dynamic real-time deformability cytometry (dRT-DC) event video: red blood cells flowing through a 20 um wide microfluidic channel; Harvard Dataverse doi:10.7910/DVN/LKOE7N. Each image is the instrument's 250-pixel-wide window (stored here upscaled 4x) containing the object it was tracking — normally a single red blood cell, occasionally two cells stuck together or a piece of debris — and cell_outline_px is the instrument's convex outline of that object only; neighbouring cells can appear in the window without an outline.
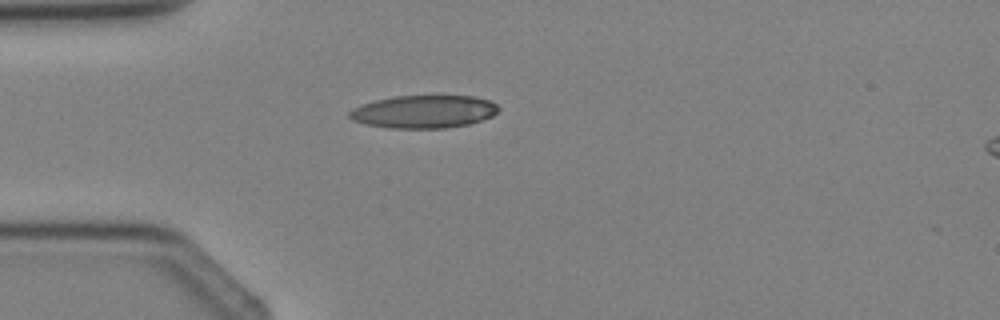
{"species": "Egyptian fruit bat (a non-hibernating species)", "species_latin": "Rousettus aegyptiacus", "temperature_condition": "cold", "stored_images_in_passage": 5, "camera_frame_rate_fps": 3000, "um_per_image_px": 0.085, "animal": {"sex": "female"}, "frame": {"image": 1, "passage_image": 5, "time_ms": 4.667, "image_size_px": [1000, 320], "cell_outline_px": [[500, 108], [492, 116], [468, 124], [444, 128], [388, 128], [364, 124], [352, 120], [348, 116], [348, 112], [352, 108], [376, 100], [396, 96], [472, 96], [492, 100]], "centroid_in_image_um": [36.01, 9.49], "position_along_channel_um": 49.0, "area_um2": 28.5}}